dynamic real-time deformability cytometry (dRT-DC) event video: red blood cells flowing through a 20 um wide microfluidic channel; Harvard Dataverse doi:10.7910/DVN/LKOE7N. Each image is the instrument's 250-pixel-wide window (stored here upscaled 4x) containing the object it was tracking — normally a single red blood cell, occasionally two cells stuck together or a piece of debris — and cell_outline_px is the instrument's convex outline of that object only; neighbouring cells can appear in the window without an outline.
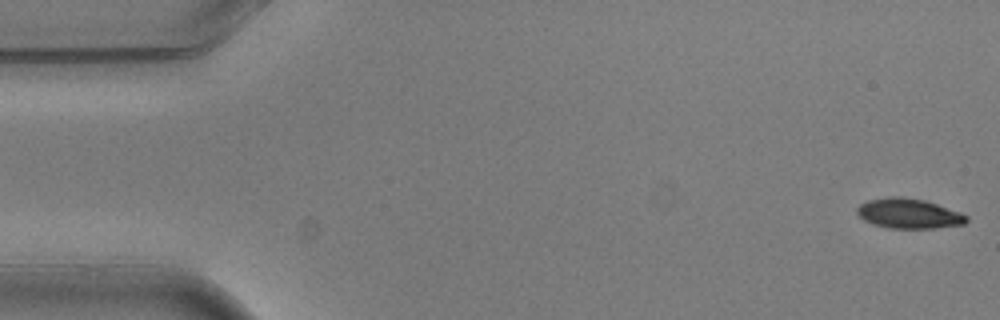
{"species": "common noctule bat (a hibernating species)", "species_latin": "Nyctalus noctula", "temperature_condition": "warm", "stored_images_in_passage": 5, "camera_frame_rate_fps": 3000, "um_per_image_px": 0.085, "animal": {"sex": "male", "body_mass_g": 20.5, "forearm_length_mm": 52.5}, "frame": {"image": 1, "passage_image": 1, "time_ms": 0.0, "image_size_px": [1000, 320], "cell_outline_px": [[968, 220], [964, 224], [932, 228], [888, 228], [872, 224], [864, 220], [856, 212], [856, 208], [860, 204], [868, 200], [888, 196], [900, 196], [924, 200], [960, 212], [968, 216]], "centroid_in_image_um": [77.21, 18.14], "position_along_channel_um": 7.8, "area_um2": 19.07}}
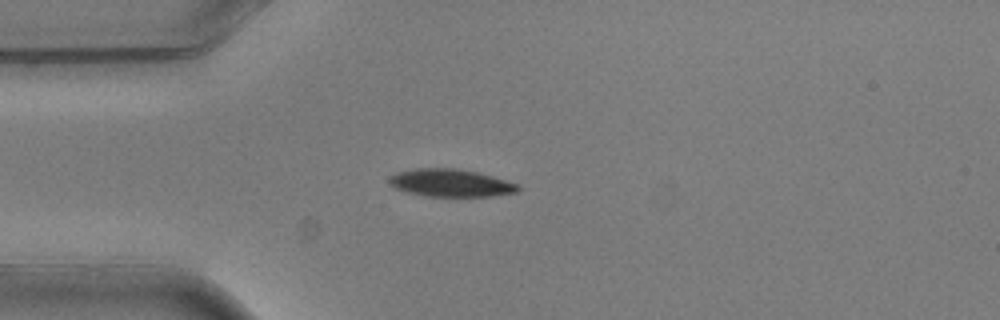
{"frame": {"image": 2, "passage_image": 4, "time_ms": 1.0, "image_size_px": [1000, 320], "cell_outline_px": [[520, 188], [516, 192], [492, 196], [424, 196], [408, 192], [396, 188], [388, 184], [388, 180], [396, 172], [412, 168], [456, 168], [476, 172], [492, 176], [520, 184]], "centroid_in_image_um": [38.3, 15.54], "position_along_channel_um": 46.7, "area_um2": 20.75}}